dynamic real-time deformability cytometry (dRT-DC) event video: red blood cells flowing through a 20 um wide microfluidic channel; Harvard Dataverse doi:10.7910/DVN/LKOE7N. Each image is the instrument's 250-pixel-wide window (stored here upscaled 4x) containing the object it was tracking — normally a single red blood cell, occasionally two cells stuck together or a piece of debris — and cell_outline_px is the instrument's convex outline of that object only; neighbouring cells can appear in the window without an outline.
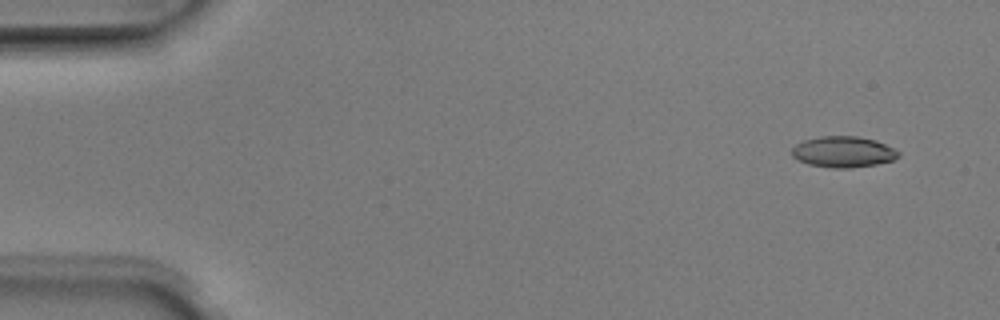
{"species": "Egyptian fruit bat (a non-hibernating species)", "species_latin": "Rousettus aegyptiacus", "temperature_condition": "room temperature", "stored_images_in_passage": 4, "camera_frame_rate_fps": 3000, "um_per_image_px": 0.085, "animal": {"sex": "male"}, "frame": {"image": 1, "passage_image": 1, "time_ms": 0.0, "image_size_px": [1000, 320], "cell_outline_px": [[900, 156], [892, 160], [876, 164], [848, 168], [832, 168], [808, 164], [792, 156], [792, 148], [796, 144], [804, 140], [820, 136], [856, 136], [876, 140], [900, 152]], "centroid_in_image_um": [71.67, 12.9], "position_along_channel_um": 13.3, "area_um2": 19.13}}
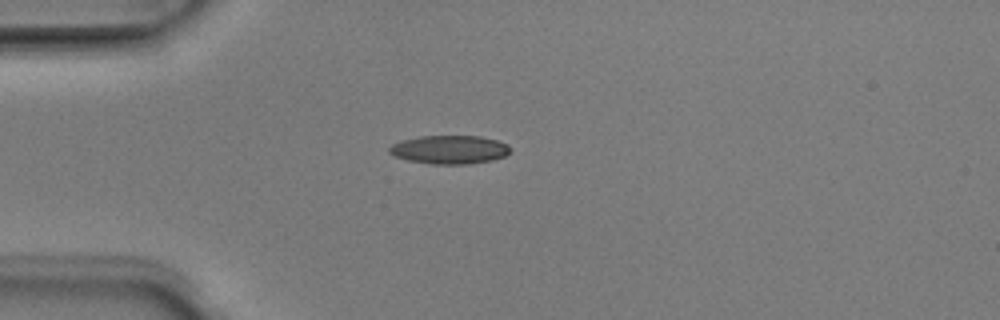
{"frame": {"image": 2, "passage_image": 4, "time_ms": 1.0, "image_size_px": [1000, 320], "cell_outline_px": [[512, 152], [504, 156], [492, 160], [468, 164], [432, 164], [408, 160], [392, 156], [388, 152], [388, 148], [392, 144], [400, 140], [420, 136], [480, 136], [496, 140], [508, 144], [512, 148]], "centroid_in_image_um": [38.2, 12.71], "position_along_channel_um": 46.8, "area_um2": 20.35}}